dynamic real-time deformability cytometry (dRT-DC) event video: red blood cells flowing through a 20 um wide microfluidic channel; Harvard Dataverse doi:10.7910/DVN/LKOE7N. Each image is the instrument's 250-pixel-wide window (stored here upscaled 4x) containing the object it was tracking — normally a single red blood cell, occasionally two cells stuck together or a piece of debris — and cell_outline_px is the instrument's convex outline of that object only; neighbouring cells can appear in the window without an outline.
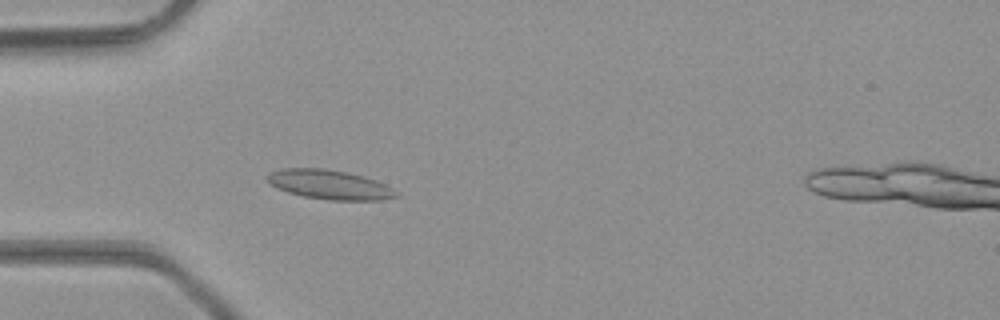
{"species": "common noctule bat (a hibernating species)", "species_latin": "Nyctalus noctula", "temperature_condition": "room temperature", "stored_images_in_passage": 48, "camera_frame_rate_fps": 3000, "um_per_image_px": 0.085, "animal": {"sex": "male", "body_mass_g": 23.1, "forearm_length_mm": 52.7}, "frame": {"image": 1, "passage_image": 14, "time_ms": 4.333, "image_size_px": [1000, 320], "cell_outline_px": [[400, 196], [380, 200], [328, 200], [304, 196], [288, 192], [276, 188], [268, 184], [264, 176], [272, 172], [284, 168], [324, 168], [364, 176], [376, 180], [384, 184], [396, 192]], "centroid_in_image_um": [27.96, 15.69], "position_along_channel_um": 57.0, "area_um2": 22.02}}
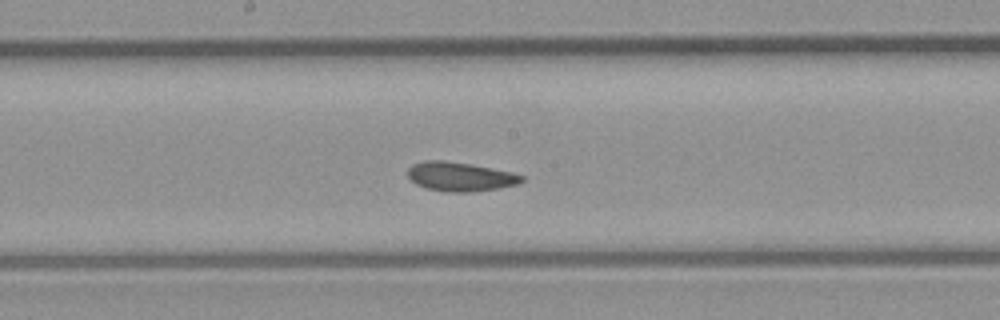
{"frame": {"image": 2, "passage_image": 25, "time_ms": 8.0, "image_size_px": [1000, 320], "cell_outline_px": [[524, 180], [520, 184], [500, 188], [472, 192], [448, 192], [428, 188], [416, 184], [408, 176], [408, 168], [412, 164], [424, 160], [444, 160], [492, 168], [512, 172], [524, 176]], "centroid_in_image_um": [39.14, 15.01], "position_along_channel_um": 209.1, "area_um2": 19.36}}
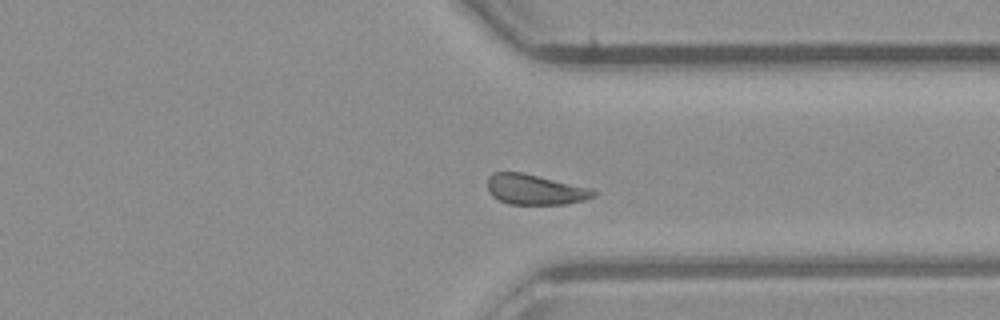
{"frame": {"image": 3, "passage_image": 36, "time_ms": 11.667, "image_size_px": [1000, 320], "cell_outline_px": [[596, 196], [584, 200], [564, 204], [508, 204], [492, 196], [488, 192], [488, 176], [492, 172], [520, 172], [592, 188], [596, 192]], "centroid_in_image_um": [45.47, 16.11], "position_along_channel_um": 365.9, "area_um2": 18.67}, "authors_computed_cell_mechanics": {"area_um2": 19.3919, "velocity_mm_per_s": 4.283, "shape_relaxation_time_tau1_ms": null, "shape_relaxation_time_tau2_ms": 0.7329, "deformation_change_tau1": null, "deformation_change_tau2": 0.0501}}